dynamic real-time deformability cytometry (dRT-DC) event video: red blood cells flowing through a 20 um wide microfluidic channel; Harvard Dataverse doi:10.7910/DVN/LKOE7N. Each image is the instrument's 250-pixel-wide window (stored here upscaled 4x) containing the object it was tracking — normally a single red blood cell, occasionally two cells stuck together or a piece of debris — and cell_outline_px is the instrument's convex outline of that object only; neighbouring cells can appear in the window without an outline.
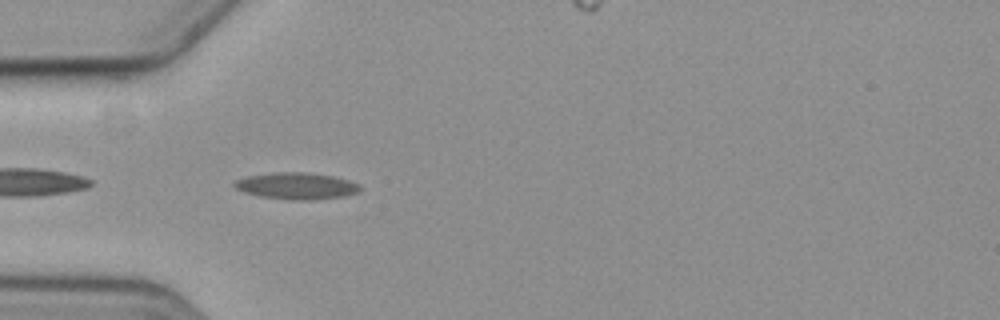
{"species": "common noctule bat (a hibernating species)", "species_latin": "Nyctalus noctula", "temperature_condition": "cold", "stored_images_in_passage": 44, "camera_frame_rate_fps": 3000, "um_per_image_px": 0.085, "animal": {"sex": "female", "body_mass_g": 19.3, "forearm_length_mm": 54.1}, "frame": {"image": 1, "passage_image": 3, "time_ms": 0.667, "image_size_px": [1000, 320], "cell_outline_px": [[360, 192], [344, 196], [308, 200], [292, 200], [260, 196], [244, 192], [236, 188], [232, 184], [236, 180], [248, 176], [276, 172], [304, 172], [332, 176], [348, 180], [360, 184]], "centroid_in_image_um": [25.21, 15.8], "position_along_channel_um": 59.8, "area_um2": 19.36}}
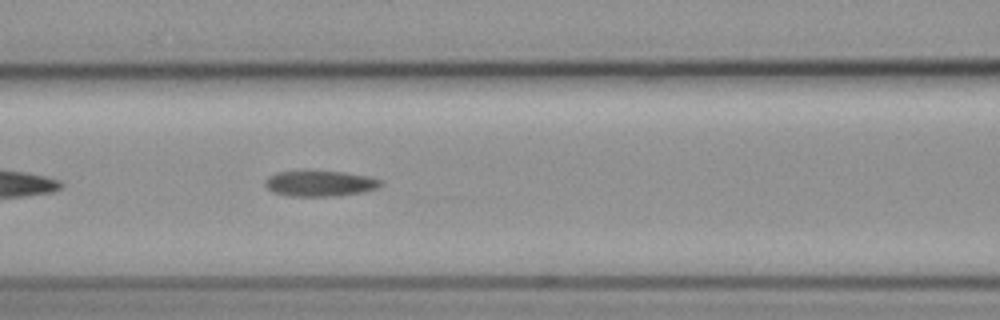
{"frame": {"image": 2, "passage_image": 10, "time_ms": 3.0, "image_size_px": [1000, 320], "cell_outline_px": [[384, 184], [376, 188], [364, 192], [336, 196], [288, 196], [272, 192], [264, 184], [264, 180], [268, 176], [276, 172], [344, 172], [368, 176], [384, 180]], "centroid_in_image_um": [27.22, 15.61], "position_along_channel_um": 139.4, "area_um2": 17.28}}
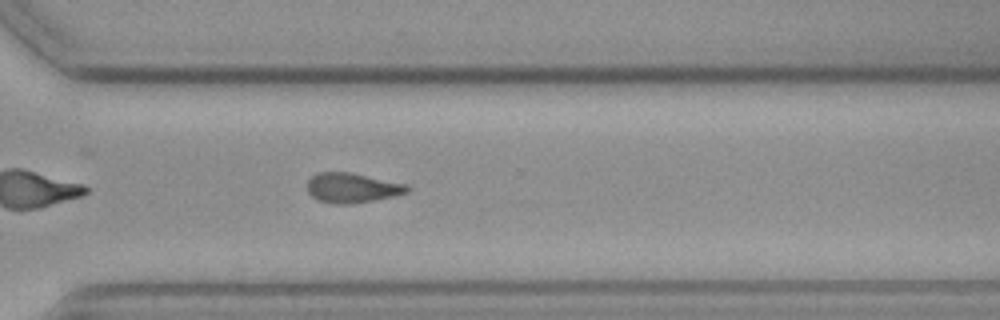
{"frame": {"image": 3, "passage_image": 27, "time_ms": 8.667, "image_size_px": [1000, 320], "cell_outline_px": [[408, 192], [396, 196], [348, 204], [332, 204], [316, 200], [308, 192], [308, 180], [312, 176], [320, 172], [348, 172], [408, 184]], "centroid_in_image_um": [29.92, 15.97], "position_along_channel_um": 340.7, "area_um2": 17.28}, "authors_computed_cell_mechanics": {"area_um2": 17.051, "velocity_mm_per_s": 3.5572, "shape_relaxation_time_tau1_ms": null, "shape_relaxation_time_tau2_ms": 10.5551, "deformation_change_tau1": null, "deformation_change_tau2": 0.199}}